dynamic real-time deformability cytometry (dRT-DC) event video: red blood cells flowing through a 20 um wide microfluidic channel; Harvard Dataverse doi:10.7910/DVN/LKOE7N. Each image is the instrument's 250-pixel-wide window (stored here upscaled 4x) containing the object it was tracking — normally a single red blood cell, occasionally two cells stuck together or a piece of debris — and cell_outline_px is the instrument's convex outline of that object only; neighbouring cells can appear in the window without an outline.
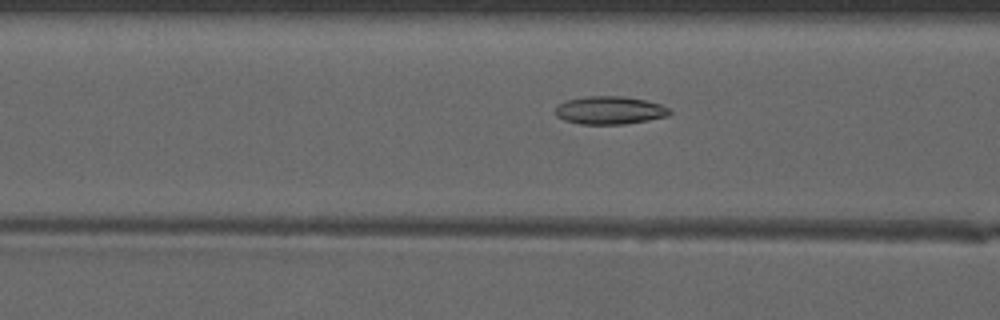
{"species": "common noctule bat (a hibernating species)", "species_latin": "Nyctalus noctula", "temperature_condition": "warm", "stored_images_in_passage": 30, "camera_frame_rate_fps": 3000, "um_per_image_px": 0.085, "animal": {"sex": "male", "forearm_length_mm": 52.5}, "frame": {"image": 1, "passage_image": 6, "time_ms": 1.667, "image_size_px": [1000, 320], "cell_outline_px": [[672, 112], [668, 116], [648, 120], [624, 124], [580, 124], [564, 120], [556, 116], [556, 108], [564, 100], [584, 96], [624, 96], [644, 100], [660, 104], [668, 108]], "centroid_in_image_um": [51.81, 9.37], "position_along_channel_um": 114.8, "area_um2": 18.67}}
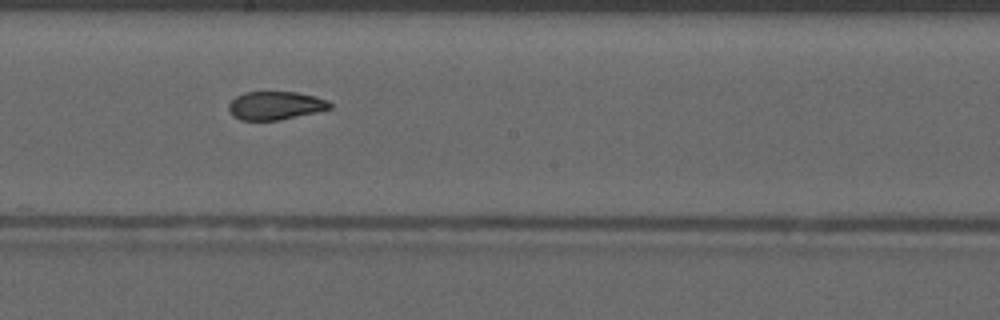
{"frame": {"image": 2, "passage_image": 14, "time_ms": 4.333, "image_size_px": [1000, 320], "cell_outline_px": [[332, 108], [316, 112], [280, 120], [240, 120], [232, 116], [228, 108], [228, 104], [236, 96], [244, 92], [296, 92], [316, 96], [328, 100], [332, 104]], "centroid_in_image_um": [23.41, 8.97], "position_along_channel_um": 224.8, "area_um2": 16.82}}
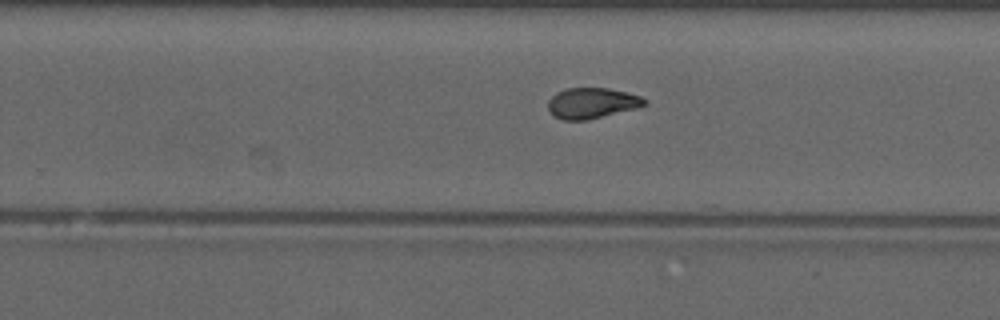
{"frame": {"image": 3, "passage_image": 18, "time_ms": 5.667, "image_size_px": [1000, 320], "cell_outline_px": [[648, 104], [636, 108], [588, 120], [564, 120], [556, 116], [548, 108], [548, 100], [556, 92], [564, 88], [608, 88], [628, 92], [640, 96], [648, 100]], "centroid_in_image_um": [50.34, 8.75], "position_along_channel_um": 279.5, "area_um2": 17.28}, "authors_computed_cell_mechanics": {"area_um2": 17.6001, "velocity_mm_per_s": 4.1242, "shape_relaxation_time_tau1_ms": 6.7574, "shape_relaxation_time_tau2_ms": 1.9192, "deformation_change_tau1": 0.2088, "deformation_change_tau2": 0.0776}}